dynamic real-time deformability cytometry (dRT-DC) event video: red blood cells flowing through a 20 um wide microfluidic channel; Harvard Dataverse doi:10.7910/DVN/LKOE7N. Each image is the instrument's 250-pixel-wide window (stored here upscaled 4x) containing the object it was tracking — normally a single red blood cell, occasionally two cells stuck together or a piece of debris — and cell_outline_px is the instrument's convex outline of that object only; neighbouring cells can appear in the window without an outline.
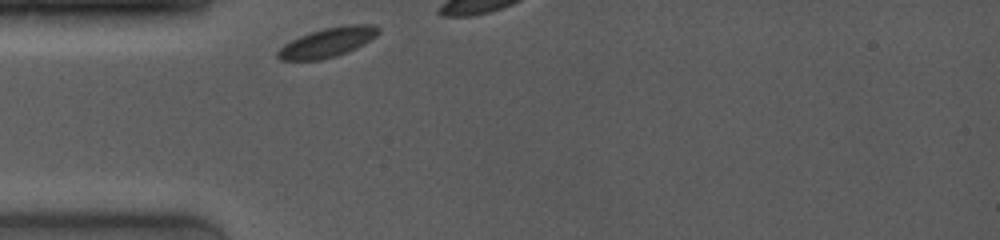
{"species": "common noctule bat (a hibernating species)", "species_latin": "Nyctalus noctula", "temperature_condition": "room temperature", "stored_images_in_passage": 8, "camera_frame_rate_fps": 4000, "um_per_image_px": 0.085, "animal": {"sex": "female", "body_mass_g": 19.0, "forearm_length_mm": 53.3}, "frame": {"image": 1, "passage_image": 1, "time_ms": 0.0, "image_size_px": [1000, 240], "cell_outline_px": [[380, 32], [376, 36], [356, 48], [348, 52], [320, 60], [280, 60], [276, 56], [276, 52], [284, 44], [300, 36], [324, 28], [348, 24], [372, 24], [380, 28]], "centroid_in_image_um": [27.85, 3.6], "position_along_channel_um": 57.2, "area_um2": 17.17}}